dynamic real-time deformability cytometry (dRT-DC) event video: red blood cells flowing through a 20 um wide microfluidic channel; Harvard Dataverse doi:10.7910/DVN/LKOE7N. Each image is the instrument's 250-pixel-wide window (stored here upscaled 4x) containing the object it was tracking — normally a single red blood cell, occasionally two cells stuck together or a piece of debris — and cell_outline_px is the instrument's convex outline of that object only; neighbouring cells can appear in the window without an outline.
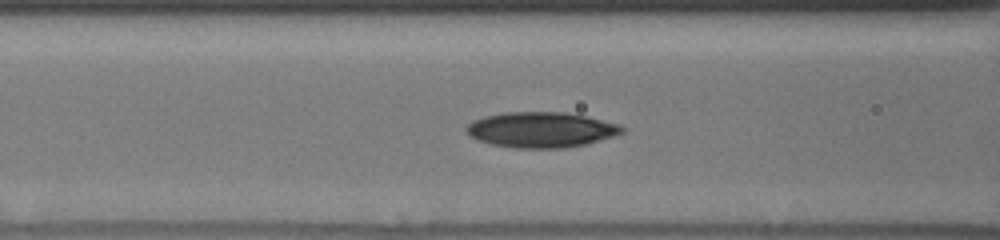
{"species": "human", "species_latin": "Homo sapiens", "temperature_condition": "cold", "stored_images_in_passage": 22, "camera_frame_rate_fps": 3000, "um_per_image_px": 0.085, "donor": {"sex": "male"}, "frame": {"image": 1, "passage_image": 10, "time_ms": 3.333, "image_size_px": [1000, 240], "cell_outline_px": [[624, 132], [616, 136], [588, 144], [564, 148], [516, 148], [492, 144], [480, 140], [472, 136], [464, 128], [472, 120], [484, 116], [504, 112], [564, 112], [588, 116], [620, 124], [624, 128]], "centroid_in_image_um": [46.05, 11.02], "position_along_channel_um": 120.6, "area_um2": 32.37}}
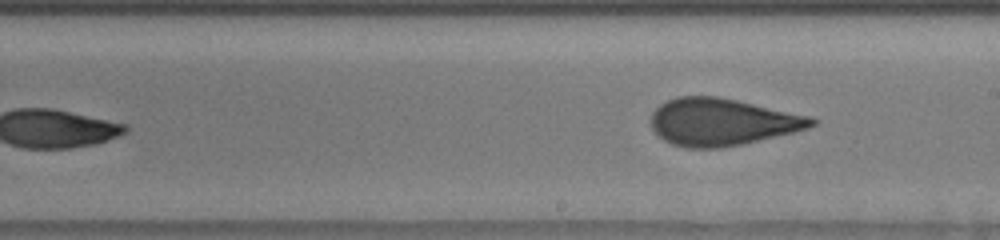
{"frame": {"image": 2, "passage_image": 22, "time_ms": 7.667, "image_size_px": [1000, 240], "cell_outline_px": [[820, 120], [816, 124], [808, 128], [792, 132], [740, 144], [720, 148], [688, 148], [672, 144], [664, 140], [652, 128], [648, 120], [652, 112], [660, 104], [676, 96], [716, 96], [736, 100], [812, 116]], "centroid_in_image_um": [61.35, 10.35], "position_along_channel_um": 227.7, "area_um2": 44.1}}